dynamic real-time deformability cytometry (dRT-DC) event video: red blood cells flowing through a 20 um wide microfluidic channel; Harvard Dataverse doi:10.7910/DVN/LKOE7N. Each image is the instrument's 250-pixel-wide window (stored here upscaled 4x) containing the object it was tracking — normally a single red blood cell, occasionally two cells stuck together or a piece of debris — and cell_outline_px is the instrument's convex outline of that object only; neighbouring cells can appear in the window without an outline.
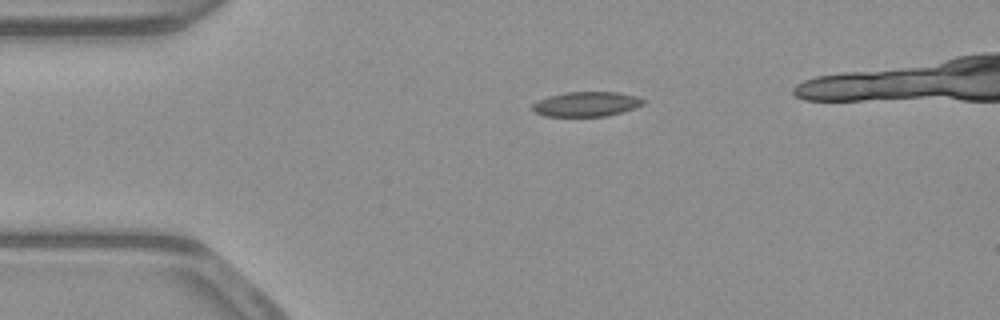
{"species": "common noctule bat (a hibernating species)", "species_latin": "Nyctalus noctula", "temperature_condition": "warm", "stored_images_in_passage": 37, "camera_frame_rate_fps": 3000, "um_per_image_px": 0.085, "animal": {"sex": "male", "body_mass_g": 23.1, "forearm_length_mm": 52.7}, "frame": {"image": 1, "passage_image": 1, "time_ms": 0.0, "image_size_px": [1000, 320], "cell_outline_px": [[644, 104], [636, 108], [608, 116], [544, 116], [536, 112], [532, 108], [532, 104], [548, 96], [564, 92], [620, 92], [636, 96], [644, 100]], "centroid_in_image_um": [49.87, 8.84], "position_along_channel_um": 35.1, "area_um2": 16.01}}
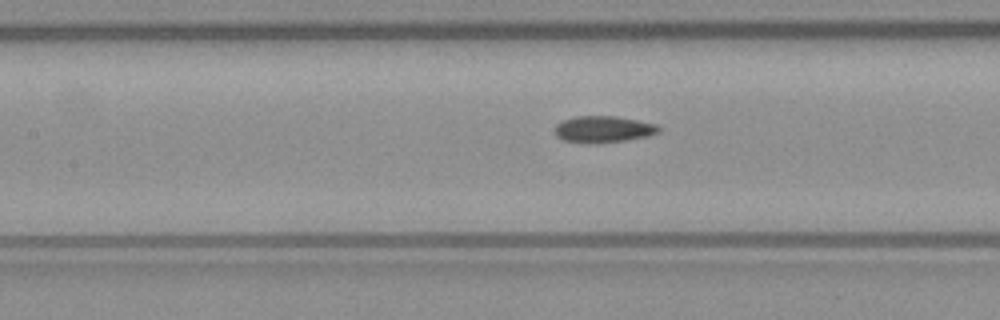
{"frame": {"image": 2, "passage_image": 13, "time_ms": 4.0, "image_size_px": [1000, 320], "cell_outline_px": [[660, 132], [648, 136], [624, 140], [588, 144], [564, 140], [556, 136], [556, 124], [564, 120], [576, 116], [616, 116], [656, 124], [660, 128]], "centroid_in_image_um": [51.28, 10.99], "position_along_channel_um": 156.1, "area_um2": 15.95}}
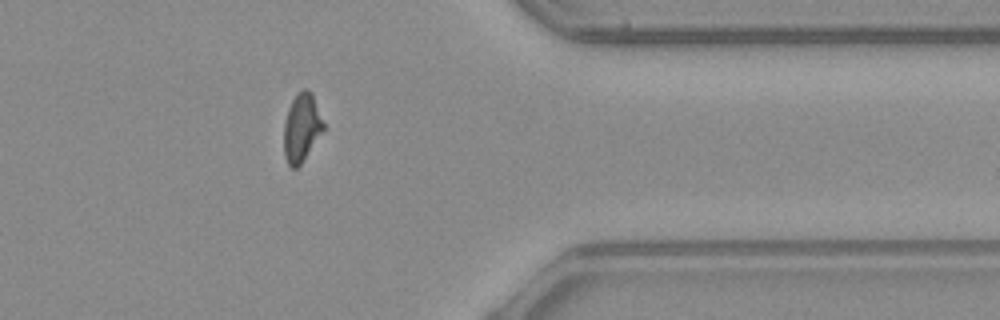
{"frame": {"image": 3, "passage_image": 32, "time_ms": 10.333, "image_size_px": [1000, 320], "cell_outline_px": [[324, 128], [300, 164], [296, 168], [292, 168], [288, 164], [284, 156], [284, 124], [288, 108], [292, 100], [304, 88], [308, 88], [312, 92], [324, 124]], "centroid_in_image_um": [25.62, 10.83], "position_along_channel_um": 385.8, "area_um2": 15.37}, "authors_computed_cell_mechanics": {"area_um2": 16.0106, "velocity_mm_per_s": 3.9115, "shape_relaxation_time_tau1_ms": null, "shape_relaxation_time_tau2_ms": 2.9192, "deformation_change_tau1": null, "deformation_change_tau2": 0.0938}}